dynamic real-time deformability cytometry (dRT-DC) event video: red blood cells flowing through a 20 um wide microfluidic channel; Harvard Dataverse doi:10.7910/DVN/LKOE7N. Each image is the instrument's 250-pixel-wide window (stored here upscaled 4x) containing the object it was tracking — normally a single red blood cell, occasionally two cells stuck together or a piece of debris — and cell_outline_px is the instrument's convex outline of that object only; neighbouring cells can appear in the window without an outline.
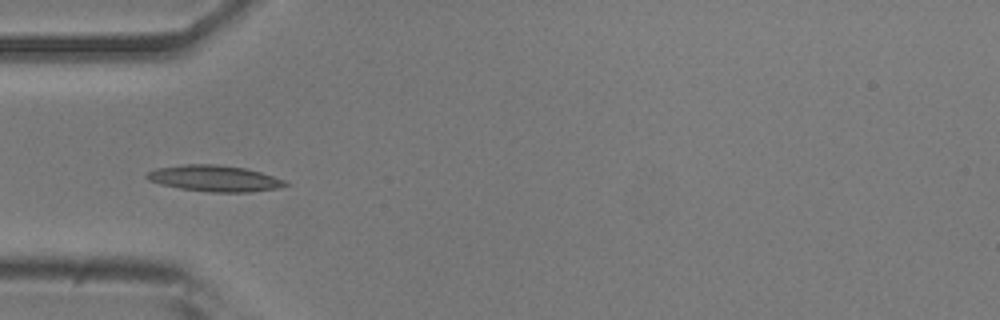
{"species": "common noctule bat (a hibernating species)", "species_latin": "Nyctalus noctula", "temperature_condition": "room temperature", "stored_images_in_passage": 38, "camera_frame_rate_fps": 3000, "um_per_image_px": 0.085, "animal": {"sex": "male", "body_mass_g": 20.5, "forearm_length_mm": 52.5}, "frame": {"image": 1, "passage_image": 1, "time_ms": 0.0, "image_size_px": [1000, 320], "cell_outline_px": [[292, 184], [276, 188], [248, 192], [208, 192], [180, 188], [160, 184], [148, 180], [144, 176], [148, 172], [156, 168], [184, 164], [216, 164], [244, 168], [260, 172], [284, 180]], "centroid_in_image_um": [18.2, 15.16], "position_along_channel_um": 66.8, "area_um2": 21.04}}
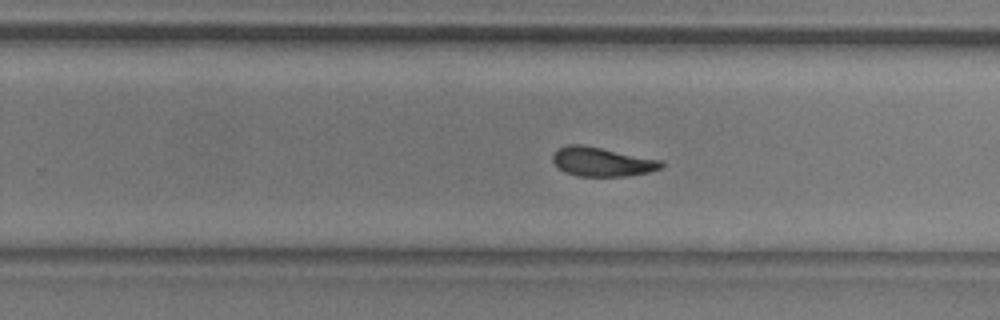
{"frame": {"image": 2, "passage_image": 18, "time_ms": 5.667, "image_size_px": [1000, 320], "cell_outline_px": [[664, 164], [660, 168], [648, 172], [624, 176], [576, 176], [564, 172], [552, 160], [552, 156], [556, 148], [568, 144], [584, 144], [664, 160]], "centroid_in_image_um": [51.16, 13.73], "position_along_channel_um": 278.6, "area_um2": 18.67}}
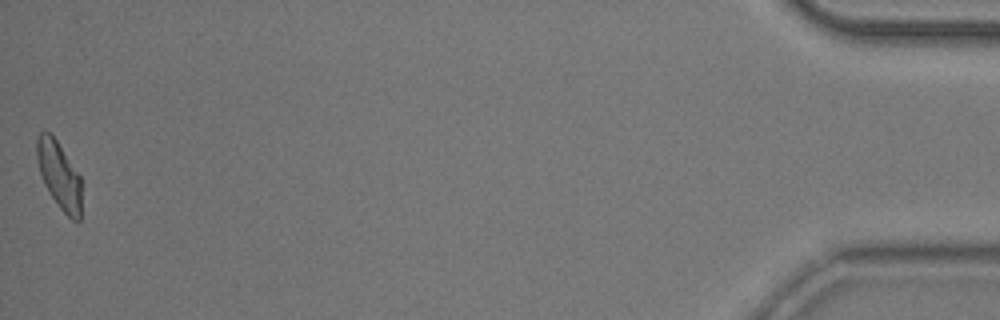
{"frame": {"image": 3, "passage_image": 38, "time_ms": 12.333, "image_size_px": [1000, 320], "cell_outline_px": [[80, 220], [72, 220], [60, 208], [44, 184], [40, 172], [36, 156], [36, 140], [40, 132], [48, 132], [56, 140], [80, 176]], "centroid_in_image_um": [5.01, 14.88], "position_along_channel_um": 430.2, "area_um2": 16.99}, "authors_computed_cell_mechanics": {"area_um2": 18.3804, "velocity_mm_per_s": 3.7272, "shape_relaxation_time_tau1_ms": 4.263, "shape_relaxation_time_tau2_ms": 3.5921, "deformation_change_tau1": 0.1475, "deformation_change_tau2": 0.1094}}